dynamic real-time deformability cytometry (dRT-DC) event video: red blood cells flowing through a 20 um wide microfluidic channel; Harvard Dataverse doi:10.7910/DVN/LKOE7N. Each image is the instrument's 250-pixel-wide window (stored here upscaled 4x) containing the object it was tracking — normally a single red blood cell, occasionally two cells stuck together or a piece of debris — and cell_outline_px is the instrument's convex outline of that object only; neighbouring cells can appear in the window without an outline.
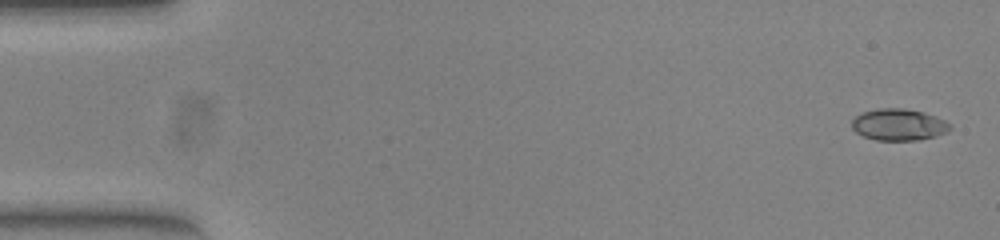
{"species": "common noctule bat (a hibernating species)", "species_latin": "Nyctalus noctula", "temperature_condition": "warm", "stored_images_in_passage": 53, "camera_frame_rate_fps": 3000, "um_per_image_px": 0.085, "animal": {"sex": "female", "body_mass_g": 23.0, "forearm_length_mm": 53.4}, "frame": {"image": 1, "passage_image": 2, "time_ms": 0.333, "image_size_px": [1000, 240], "cell_outline_px": [[952, 128], [948, 132], [936, 136], [920, 140], [876, 140], [864, 136], [856, 132], [852, 128], [852, 120], [860, 112], [876, 108], [904, 108], [924, 112], [936, 116], [952, 124]], "centroid_in_image_um": [76.41, 10.59], "position_along_channel_um": 8.6, "area_um2": 18.38}}
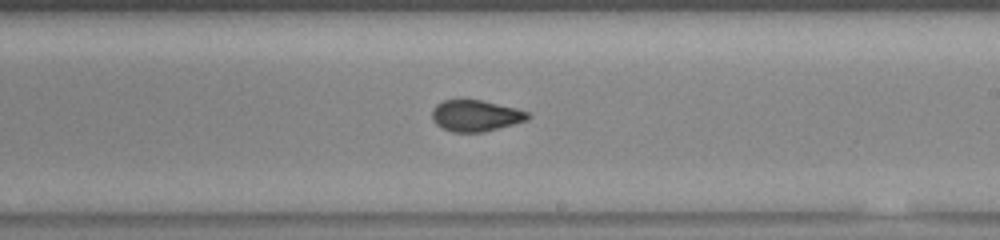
{"frame": {"image": 2, "passage_image": 31, "time_ms": 10.0, "image_size_px": [1000, 240], "cell_outline_px": [[532, 116], [528, 120], [484, 132], [452, 132], [436, 124], [432, 120], [432, 108], [436, 104], [444, 100], [480, 100], [516, 108], [528, 112]], "centroid_in_image_um": [40.43, 9.84], "position_along_channel_um": 248.6, "area_um2": 17.46}}
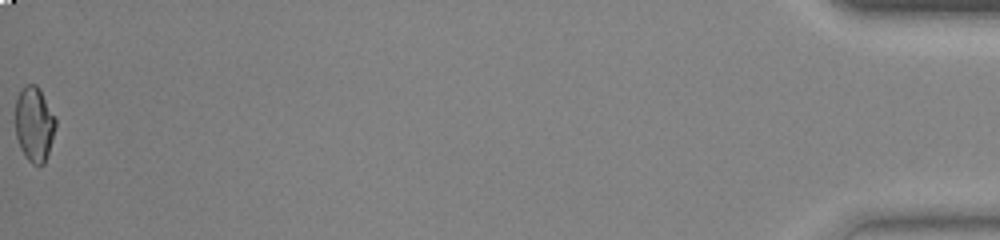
{"frame": {"image": 3, "passage_image": 53, "time_ms": 17.333, "image_size_px": [1000, 240], "cell_outline_px": [[56, 124], [48, 152], [44, 164], [32, 164], [28, 160], [20, 148], [16, 136], [16, 100], [20, 88], [24, 84], [36, 84], [56, 120]], "centroid_in_image_um": [2.88, 10.54], "position_along_channel_um": 432.3, "area_um2": 17.22}, "authors_computed_cell_mechanics": {"area_um2": 17.7446, "velocity_mm_per_s": 3.9287, "shape_relaxation_time_tau1_ms": null, "shape_relaxation_time_tau2_ms": 1.0137, "deformation_change_tau1": null, "deformation_change_tau2": 0.0505}}